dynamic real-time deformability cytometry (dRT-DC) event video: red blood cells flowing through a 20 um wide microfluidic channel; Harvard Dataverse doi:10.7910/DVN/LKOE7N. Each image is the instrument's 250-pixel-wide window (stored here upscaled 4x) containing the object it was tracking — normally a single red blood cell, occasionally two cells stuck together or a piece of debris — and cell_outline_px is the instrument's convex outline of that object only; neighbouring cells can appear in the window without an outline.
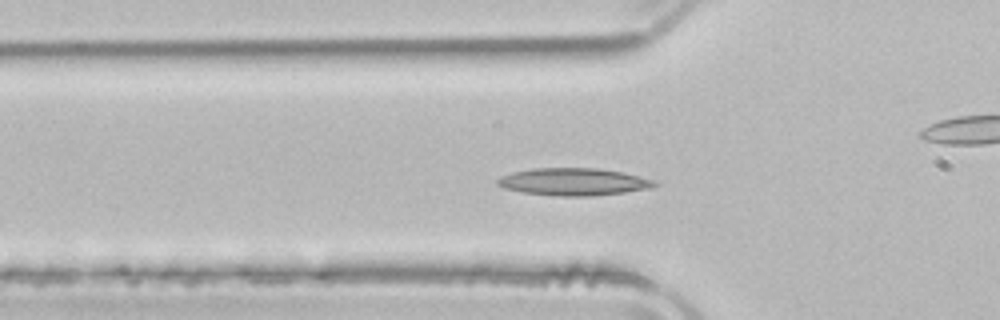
{"species": "common noctule bat (a hibernating species)", "species_latin": "Nyctalus noctula", "temperature_condition": "room temperature", "stored_images_in_passage": 52, "camera_frame_rate_fps": 3000, "um_per_image_px": 0.085, "animal": {"sex": "male", "body_mass_g": 21.5, "forearm_length_mm": 52.0}, "frame": {"image": 1, "passage_image": 17, "time_ms": 5.333, "image_size_px": [1000, 320], "cell_outline_px": [[656, 184], [652, 188], [624, 192], [592, 196], [560, 196], [524, 192], [504, 188], [496, 184], [496, 180], [500, 176], [512, 172], [532, 168], [596, 168], [620, 172], [656, 180]], "centroid_in_image_um": [48.72, 15.45], "position_along_channel_um": 77.1, "area_um2": 24.91}}
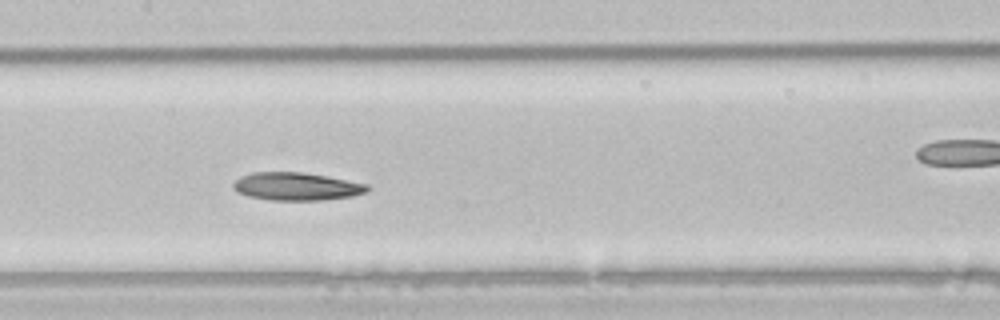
{"frame": {"image": 2, "passage_image": 25, "time_ms": 8.0, "image_size_px": [1000, 320], "cell_outline_px": [[372, 188], [368, 192], [352, 196], [324, 200], [272, 200], [248, 196], [236, 192], [232, 188], [232, 184], [240, 176], [252, 172], [300, 172], [328, 176], [368, 184]], "centroid_in_image_um": [25.22, 15.84], "position_along_channel_um": 182.2, "area_um2": 22.02}}
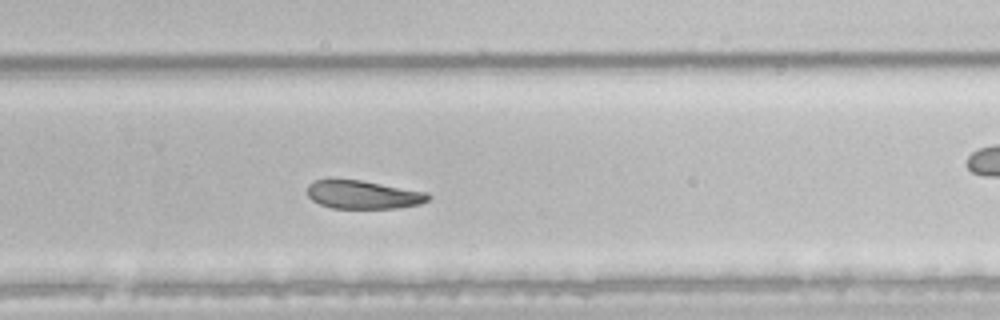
{"frame": {"image": 3, "passage_image": 34, "time_ms": 11.0, "image_size_px": [1000, 320], "cell_outline_px": [[432, 196], [428, 200], [420, 204], [400, 208], [332, 208], [320, 204], [312, 200], [308, 196], [308, 184], [312, 180], [360, 180], [424, 192]], "centroid_in_image_um": [30.85, 16.56], "position_along_channel_um": 298.9, "area_um2": 19.71}, "authors_computed_cell_mechanics": {"area_um2": 23.2356, "velocity_mm_per_s": 3.9138, "shape_relaxation_time_tau1_ms": null, "shape_relaxation_time_tau2_ms": 9.4909, "deformation_change_tau1": null, "deformation_change_tau2": 0.1653}}